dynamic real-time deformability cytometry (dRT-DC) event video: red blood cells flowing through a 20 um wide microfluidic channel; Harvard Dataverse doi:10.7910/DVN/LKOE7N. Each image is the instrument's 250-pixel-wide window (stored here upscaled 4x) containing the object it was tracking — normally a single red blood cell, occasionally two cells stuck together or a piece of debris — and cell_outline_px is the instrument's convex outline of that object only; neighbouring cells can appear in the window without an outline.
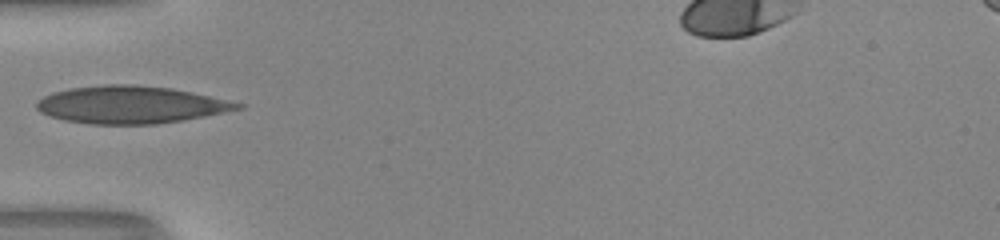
{"species": "human", "species_latin": "Homo sapiens", "temperature_condition": "room temperature", "stored_images_in_passage": 35, "camera_frame_rate_fps": 3000, "um_per_image_px": 0.085, "donor": {"sex": "male"}, "frame": {"image": 1, "passage_image": 1, "time_ms": 0.0, "image_size_px": [1000, 240], "cell_outline_px": [[244, 108], [184, 120], [156, 124], [88, 124], [64, 120], [40, 112], [36, 108], [36, 104], [44, 96], [52, 92], [72, 88], [108, 84], [132, 84], [172, 88], [244, 104]], "centroid_in_image_um": [11.09, 8.9], "position_along_channel_um": 73.9, "area_um2": 43.52}}
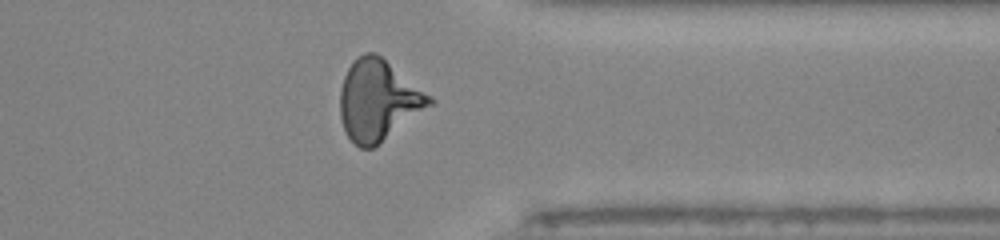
{"frame": {"image": 2, "passage_image": 24, "time_ms": 7.667, "image_size_px": [1000, 240], "cell_outline_px": [[436, 104], [372, 148], [360, 148], [348, 136], [344, 128], [340, 116], [340, 92], [344, 76], [352, 60], [364, 52], [376, 52], [432, 96], [436, 100]], "centroid_in_image_um": [32.19, 8.51], "position_along_channel_um": 379.2, "area_um2": 42.25}}
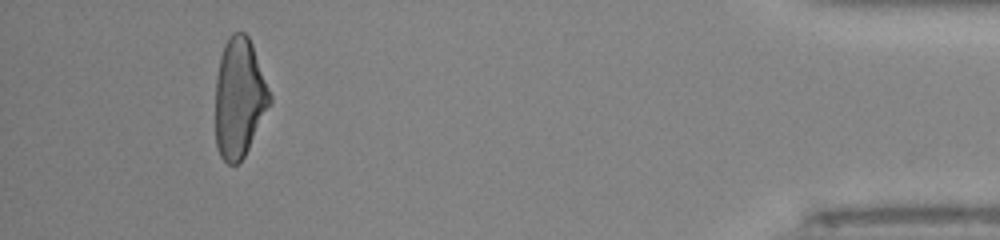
{"frame": {"image": 3, "passage_image": 31, "time_ms": 10.0, "image_size_px": [1000, 240], "cell_outline_px": [[272, 100], [244, 156], [236, 164], [228, 164], [220, 156], [216, 144], [216, 76], [220, 56], [224, 44], [228, 36], [232, 32], [244, 32], [248, 36], [252, 44], [272, 96]], "centroid_in_image_um": [20.33, 8.28], "position_along_channel_um": 414.9, "area_um2": 37.69}}